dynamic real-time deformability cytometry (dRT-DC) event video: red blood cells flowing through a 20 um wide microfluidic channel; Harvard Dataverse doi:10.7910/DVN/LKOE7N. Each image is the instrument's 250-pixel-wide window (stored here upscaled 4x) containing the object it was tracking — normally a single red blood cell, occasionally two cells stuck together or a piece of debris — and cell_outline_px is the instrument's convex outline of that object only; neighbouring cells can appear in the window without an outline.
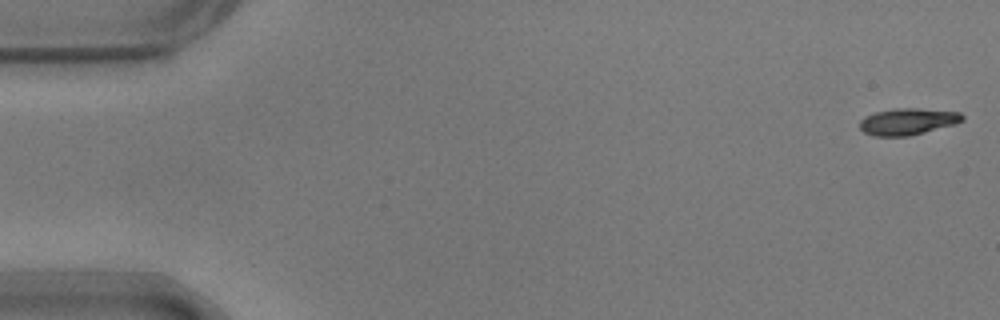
{"species": "common noctule bat (a hibernating species)", "species_latin": "Nyctalus noctula", "temperature_condition": "warm", "stored_images_in_passage": 50, "camera_frame_rate_fps": 3000, "um_per_image_px": 0.085, "animal": {"sex": "male", "body_mass_g": 17.9}, "frame": {"image": 1, "passage_image": 1, "time_ms": 0.0, "image_size_px": [1000, 320], "cell_outline_px": [[964, 120], [956, 124], [908, 136], [872, 136], [864, 132], [860, 128], [860, 120], [864, 116], [876, 112], [896, 108], [916, 108], [960, 112], [964, 116]], "centroid_in_image_um": [77.16, 10.33], "position_along_channel_um": 7.8, "area_um2": 15.95}}
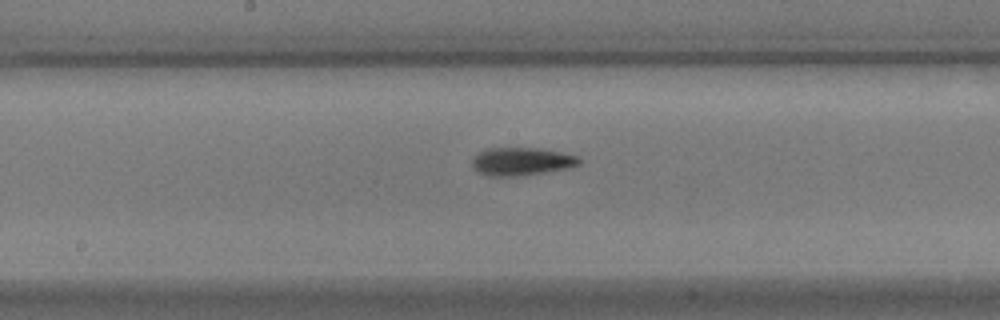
{"frame": {"image": 2, "passage_image": 28, "time_ms": 9.0, "image_size_px": [1000, 320], "cell_outline_px": [[580, 164], [572, 168], [524, 176], [488, 176], [476, 172], [472, 168], [472, 160], [484, 148], [540, 148], [580, 156]], "centroid_in_image_um": [44.35, 13.74], "position_along_channel_um": 203.8, "area_um2": 17.86}}
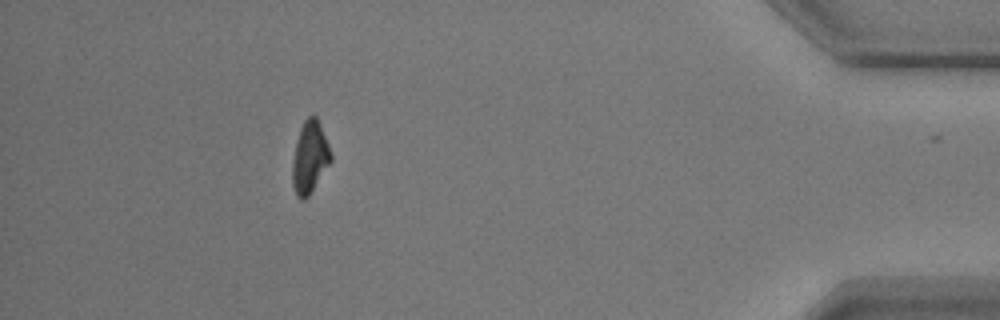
{"frame": {"image": 3, "passage_image": 49, "time_ms": 16.0, "image_size_px": [1000, 320], "cell_outline_px": [[332, 160], [308, 196], [304, 200], [300, 200], [296, 196], [292, 184], [292, 160], [296, 140], [300, 128], [304, 120], [312, 112], [316, 116], [332, 152]], "centroid_in_image_um": [26.32, 13.35], "position_along_channel_um": 408.9, "area_um2": 16.3}, "authors_computed_cell_mechanics": {"area_um2": 16.8198, "velocity_mm_per_s": 3.7034, "shape_relaxation_time_tau1_ms": 4.0083, "shape_relaxation_time_tau2_ms": 8.6127, "deformation_change_tau1": 0.1486, "deformation_change_tau2": 0.1712}}